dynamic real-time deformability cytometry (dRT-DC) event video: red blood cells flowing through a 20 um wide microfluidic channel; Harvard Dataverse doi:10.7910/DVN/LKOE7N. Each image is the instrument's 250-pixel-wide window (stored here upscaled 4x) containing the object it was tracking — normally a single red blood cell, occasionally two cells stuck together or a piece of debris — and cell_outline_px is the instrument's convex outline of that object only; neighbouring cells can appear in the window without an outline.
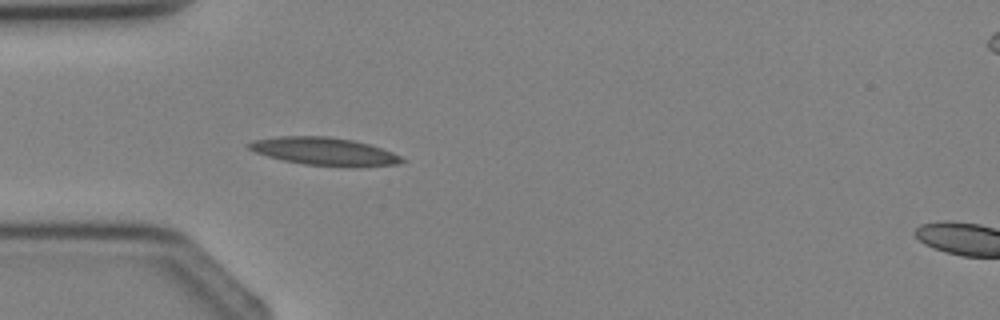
{"species": "Egyptian fruit bat (a non-hibernating species)", "species_latin": "Rousettus aegyptiacus", "temperature_condition": "cold", "stored_images_in_passage": 5, "segment_of_instrument_passage": [1, 2], "camera_frame_rate_fps": 3000, "um_per_image_px": 0.085, "animal": {"sex": "female"}, "frame": {"image": 1, "passage_image": 4, "time_ms": 3.333, "image_size_px": [1000, 320], "cell_outline_px": [[408, 160], [400, 164], [304, 164], [284, 160], [268, 156], [256, 152], [248, 148], [248, 144], [252, 140], [276, 136], [328, 136], [352, 140], [368, 144], [392, 152]], "centroid_in_image_um": [27.48, 12.81], "position_along_channel_um": 57.5, "area_um2": 23.64}}